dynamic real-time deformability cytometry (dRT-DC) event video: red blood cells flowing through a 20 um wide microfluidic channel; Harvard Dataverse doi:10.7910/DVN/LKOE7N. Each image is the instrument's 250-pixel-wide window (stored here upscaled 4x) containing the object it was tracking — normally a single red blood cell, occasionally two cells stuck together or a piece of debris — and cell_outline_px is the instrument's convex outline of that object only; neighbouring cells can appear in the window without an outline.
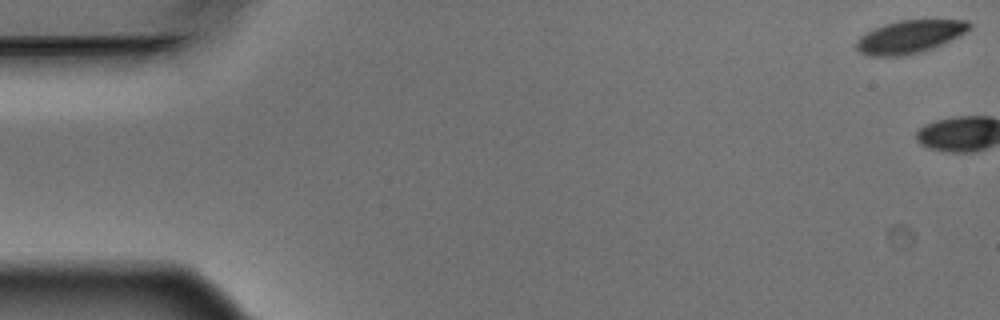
{"species": "Egyptian fruit bat (a non-hibernating species)", "species_latin": "Rousettus aegyptiacus", "temperature_condition": "warm", "stored_images_in_passage": 7, "camera_frame_rate_fps": 3000, "um_per_image_px": 0.085, "animal": {"sex": "male"}, "frame": {"image": 1, "passage_image": 1, "time_ms": 0.0, "image_size_px": [1000, 320], "cell_outline_px": [[972, 24], [964, 32], [932, 48], [920, 52], [904, 56], [868, 56], [860, 52], [856, 48], [856, 40], [860, 36], [884, 24], [900, 20], [968, 20]], "centroid_in_image_um": [77.27, 3.13], "position_along_channel_um": 7.7, "area_um2": 21.27}}